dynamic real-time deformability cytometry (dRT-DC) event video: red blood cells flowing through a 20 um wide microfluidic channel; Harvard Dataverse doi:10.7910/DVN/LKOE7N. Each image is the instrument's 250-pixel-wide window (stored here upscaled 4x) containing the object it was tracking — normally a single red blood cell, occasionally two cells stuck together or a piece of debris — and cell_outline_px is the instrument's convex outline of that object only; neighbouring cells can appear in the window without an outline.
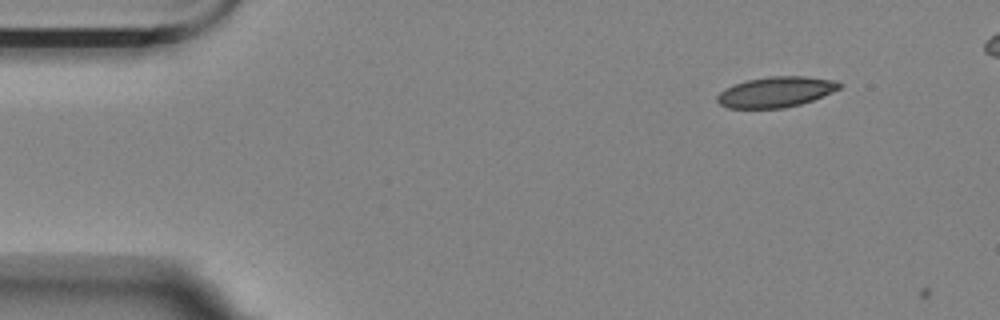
{"species": "Egyptian fruit bat (a non-hibernating species)", "species_latin": "Rousettus aegyptiacus", "temperature_condition": "room temperature", "stored_images_in_passage": 3, "camera_frame_rate_fps": 3000, "um_per_image_px": 0.085, "animal": {"sex": "female"}, "frame": {"image": 1, "passage_image": 2, "time_ms": 0.333, "image_size_px": [1000, 320], "cell_outline_px": [[840, 88], [832, 92], [812, 100], [800, 104], [784, 108], [728, 108], [720, 104], [716, 100], [716, 96], [720, 92], [732, 84], [748, 80], [768, 76], [804, 76], [836, 80], [840, 84]], "centroid_in_image_um": [65.92, 7.81], "position_along_channel_um": 19.1, "area_um2": 21.68}}